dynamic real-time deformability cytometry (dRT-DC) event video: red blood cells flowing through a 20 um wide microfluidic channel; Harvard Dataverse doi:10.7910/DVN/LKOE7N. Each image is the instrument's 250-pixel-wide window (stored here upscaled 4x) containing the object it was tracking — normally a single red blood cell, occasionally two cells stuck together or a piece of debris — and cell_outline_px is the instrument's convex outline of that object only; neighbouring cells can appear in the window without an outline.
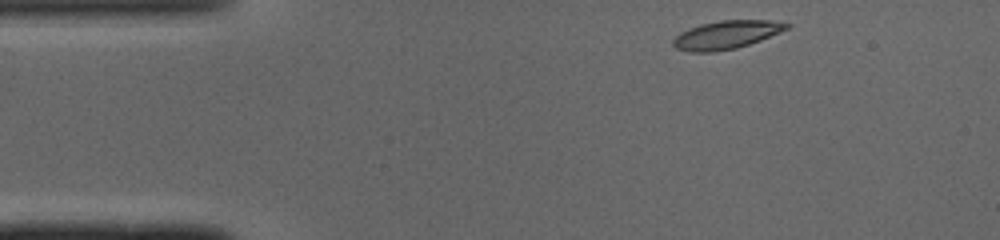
{"species": "common noctule bat (a hibernating species)", "species_latin": "Nyctalus noctula", "temperature_condition": "cold", "stored_images_in_passage": 43, "camera_frame_rate_fps": 3000, "um_per_image_px": 0.085, "animal": {"sex": "male", "body_mass_g": 19.0, "forearm_length_mm": 50.8}, "frame": {"image": 1, "passage_image": 1, "time_ms": 0.0, "image_size_px": [1000, 240], "cell_outline_px": [[792, 24], [788, 28], [780, 32], [760, 40], [736, 48], [712, 52], [688, 52], [676, 48], [672, 44], [672, 40], [680, 32], [688, 28], [700, 24], [720, 20], [772, 20]], "centroid_in_image_um": [61.71, 2.95], "position_along_channel_um": 23.3, "area_um2": 18.73}}
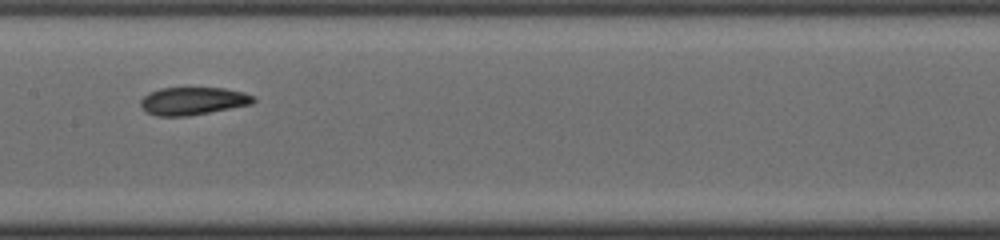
{"frame": {"image": 2, "passage_image": 18, "time_ms": 5.667, "image_size_px": [1000, 240], "cell_outline_px": [[256, 100], [252, 104], [188, 116], [156, 116], [148, 112], [140, 104], [140, 100], [148, 92], [160, 88], [224, 88], [244, 92], [252, 96]], "centroid_in_image_um": [16.39, 8.58], "position_along_channel_um": 191.0, "area_um2": 18.15}}
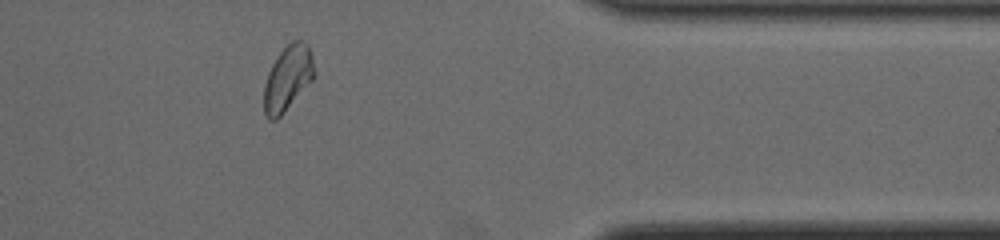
{"frame": {"image": 3, "passage_image": 34, "time_ms": 11.0, "image_size_px": [1000, 240], "cell_outline_px": [[316, 76], [280, 116], [276, 120], [268, 120], [264, 112], [264, 84], [268, 72], [272, 64], [280, 52], [292, 40], [304, 40], [308, 44], [312, 56], [316, 72]], "centroid_in_image_um": [24.47, 6.63], "position_along_channel_um": 386.9, "area_um2": 19.13}, "authors_computed_cell_mechanics": {"area_um2": 18.3804, "velocity_mm_per_s": 4.0755, "shape_relaxation_time_tau1_ms": null, "shape_relaxation_time_tau2_ms": 2.5954, "deformation_change_tau1": null, "deformation_change_tau2": 0.0744}}